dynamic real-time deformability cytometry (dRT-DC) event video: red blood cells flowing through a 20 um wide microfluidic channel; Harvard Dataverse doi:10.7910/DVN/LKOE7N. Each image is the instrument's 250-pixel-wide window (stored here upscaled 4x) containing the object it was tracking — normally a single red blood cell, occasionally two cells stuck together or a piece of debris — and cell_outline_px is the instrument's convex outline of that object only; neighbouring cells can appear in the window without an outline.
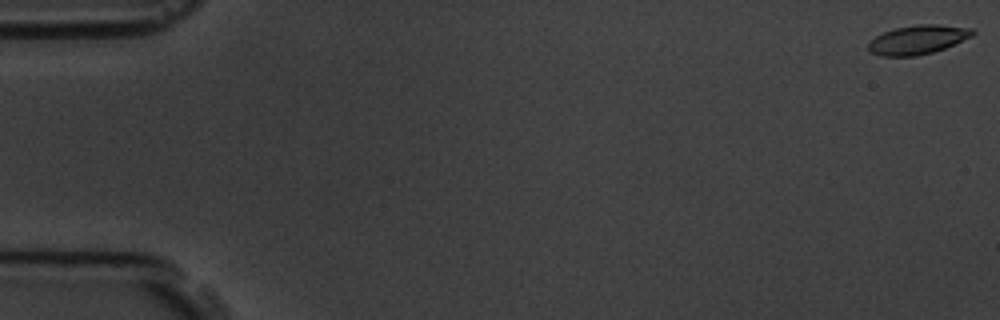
{"species": "common noctule bat (a hibernating species)", "species_latin": "Nyctalus noctula", "temperature_condition": "room temperature", "stored_images_in_passage": 7, "camera_frame_rate_fps": 3000, "um_per_image_px": 0.085, "animal": {"sex": "male", "body_mass_g": 19.5, "forearm_length_mm": 54.6}, "frame": {"image": 1, "passage_image": 1, "time_ms": 0.0, "image_size_px": [1000, 320], "cell_outline_px": [[976, 32], [972, 36], [944, 48], [932, 52], [916, 56], [880, 56], [868, 52], [868, 44], [876, 36], [884, 32], [896, 28], [916, 24], [936, 24], [972, 28]], "centroid_in_image_um": [78.0, 3.37], "position_along_channel_um": 7.0, "area_um2": 17.57}}
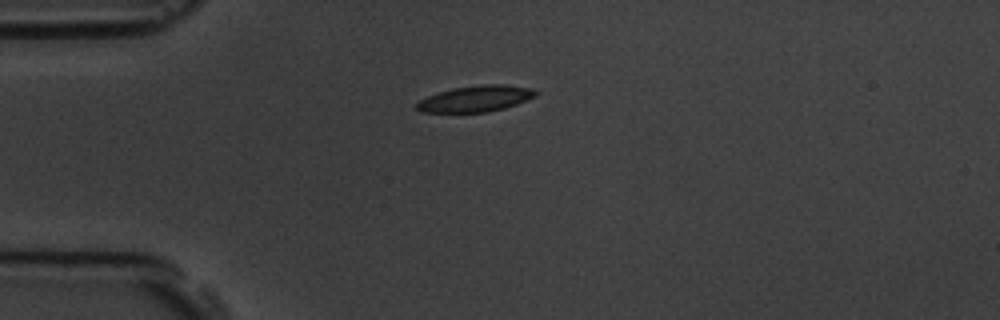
{"frame": {"image": 2, "passage_image": 5, "time_ms": 4.667, "image_size_px": [1000, 320], "cell_outline_px": [[540, 92], [536, 96], [516, 104], [504, 108], [488, 112], [420, 112], [416, 108], [416, 104], [420, 100], [428, 96], [452, 88], [480, 84], [504, 84], [532, 88]], "centroid_in_image_um": [40.46, 8.38], "position_along_channel_um": 44.5, "area_um2": 18.15}}
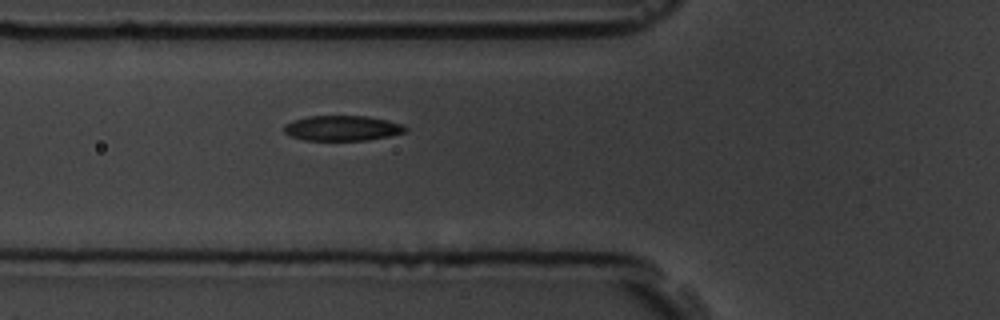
{"frame": {"image": 3, "passage_image": 7, "time_ms": 6.667, "image_size_px": [1000, 320], "cell_outline_px": [[408, 132], [388, 136], [364, 140], [304, 140], [292, 136], [284, 132], [284, 124], [292, 120], [308, 116], [364, 116], [404, 124], [408, 128]], "centroid_in_image_um": [29.09, 10.89], "position_along_channel_um": 96.7, "area_um2": 17.74}}